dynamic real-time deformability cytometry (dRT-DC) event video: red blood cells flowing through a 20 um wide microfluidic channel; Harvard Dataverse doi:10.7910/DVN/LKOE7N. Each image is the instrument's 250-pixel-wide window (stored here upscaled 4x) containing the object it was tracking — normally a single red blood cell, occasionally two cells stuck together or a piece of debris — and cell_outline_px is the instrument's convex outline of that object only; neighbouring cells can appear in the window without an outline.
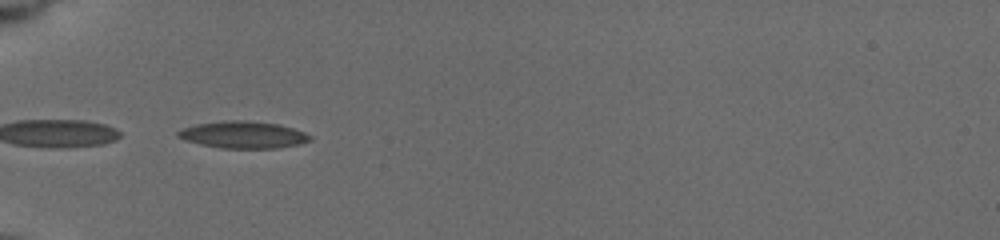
{"species": "common noctule bat (a hibernating species)", "species_latin": "Nyctalus noctula", "temperature_condition": "cold", "stored_images_in_passage": 35, "camera_frame_rate_fps": 3000, "um_per_image_px": 0.085, "animal": {"sex": "female", "body_mass_g": 19.5, "forearm_length_mm": 54.1}, "frame": {"image": 1, "passage_image": 1, "time_ms": 0.0, "image_size_px": [1000, 240], "cell_outline_px": [[312, 140], [300, 144], [276, 148], [220, 148], [200, 144], [184, 140], [176, 136], [176, 132], [184, 128], [196, 124], [224, 120], [244, 120], [280, 124], [304, 132], [312, 136]], "centroid_in_image_um": [20.67, 11.45], "position_along_channel_um": 64.3, "area_um2": 20.87}}
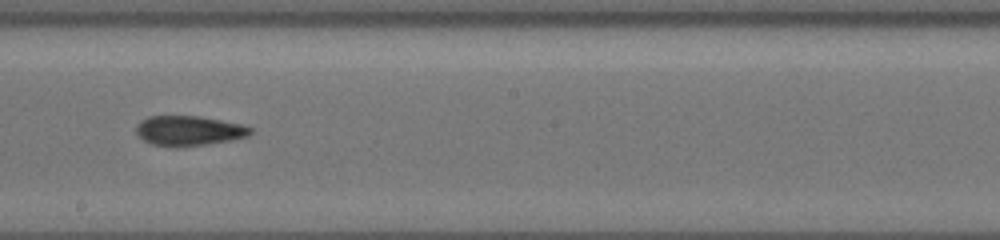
{"frame": {"image": 2, "passage_image": 15, "time_ms": 4.667, "image_size_px": [1000, 240], "cell_outline_px": [[252, 132], [248, 136], [232, 140], [204, 144], [152, 144], [144, 140], [136, 132], [136, 124], [140, 120], [148, 116], [200, 116], [244, 124], [252, 128]], "centroid_in_image_um": [16.09, 11.06], "position_along_channel_um": 232.1, "area_um2": 19.36}}
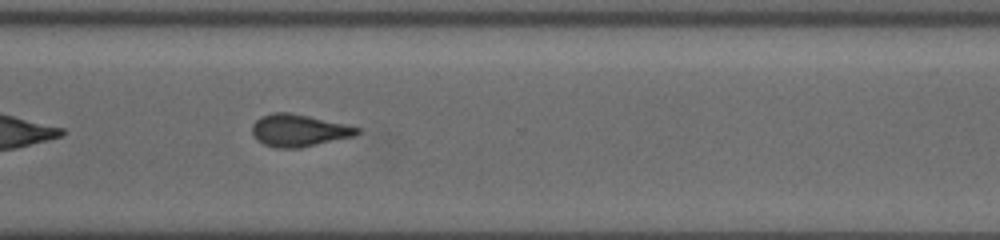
{"frame": {"image": 3, "passage_image": 24, "time_ms": 7.667, "image_size_px": [1000, 240], "cell_outline_px": [[360, 132], [356, 136], [300, 148], [276, 148], [264, 144], [252, 132], [252, 124], [260, 116], [272, 112], [288, 112], [308, 116], [344, 124], [360, 128]], "centroid_in_image_um": [25.41, 11.09], "position_along_channel_um": 345.2, "area_um2": 19.59}, "authors_computed_cell_mechanics": {"area_um2": 19.5942, "velocity_mm_per_s": 3.7735, "shape_relaxation_time_tau1_ms": 7.5394, "shape_relaxation_time_tau2_ms": 3.2334, "deformation_change_tau1": 0.2111, "deformation_change_tau2": 0.1171}}